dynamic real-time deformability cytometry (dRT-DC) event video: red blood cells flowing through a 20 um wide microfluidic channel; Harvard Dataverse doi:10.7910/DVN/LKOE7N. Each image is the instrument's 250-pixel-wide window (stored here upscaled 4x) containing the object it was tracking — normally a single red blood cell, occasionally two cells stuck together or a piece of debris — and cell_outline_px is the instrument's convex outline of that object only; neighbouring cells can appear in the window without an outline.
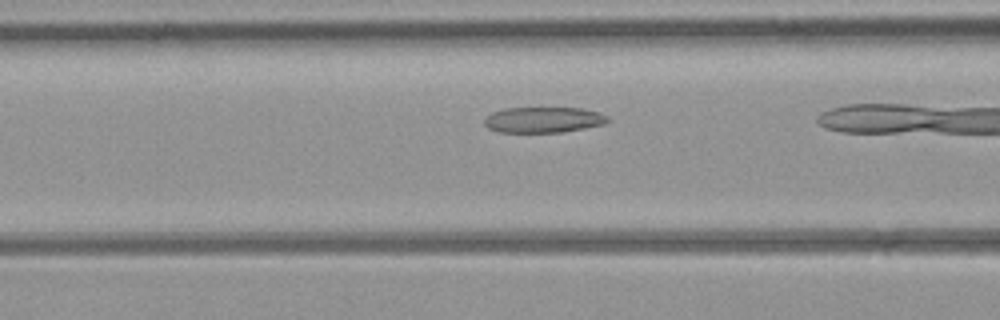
{"species": "common noctule bat (a hibernating species)", "species_latin": "Nyctalus noctula", "temperature_condition": "room temperature", "stored_images_in_passage": 31, "camera_frame_rate_fps": 3000, "um_per_image_px": 0.085, "animal": {"sex": "female", "body_mass_g": 21.9}, "frame": {"image": 1, "passage_image": 11, "time_ms": 3.333, "image_size_px": [1000, 320], "cell_outline_px": [[608, 120], [604, 124], [584, 128], [560, 132], [500, 132], [488, 128], [484, 124], [484, 116], [492, 112], [504, 108], [580, 108], [600, 112], [608, 116]], "centroid_in_image_um": [46.15, 10.17], "position_along_channel_um": 120.4, "area_um2": 18.5}}
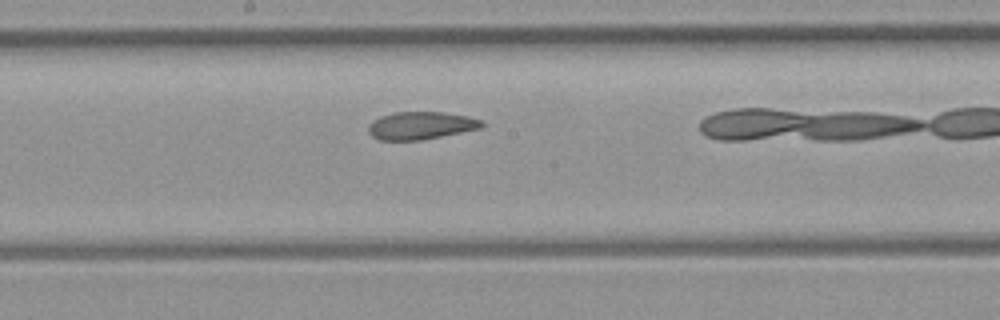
{"frame": {"image": 2, "passage_image": 18, "time_ms": 5.667, "image_size_px": [1000, 320], "cell_outline_px": [[484, 124], [480, 128], [420, 140], [380, 140], [372, 136], [368, 132], [368, 124], [372, 120], [380, 116], [392, 112], [444, 112], [468, 116], [480, 120]], "centroid_in_image_um": [35.71, 10.66], "position_along_channel_um": 212.5, "area_um2": 18.21}}
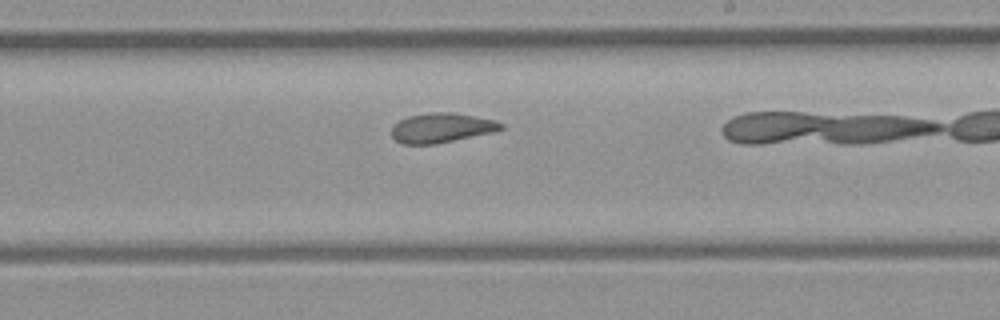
{"frame": {"image": 3, "passage_image": 21, "time_ms": 6.667, "image_size_px": [1000, 320], "cell_outline_px": [[504, 128], [492, 132], [436, 144], [400, 144], [392, 136], [392, 124], [408, 116], [432, 112], [452, 112], [496, 120], [504, 124]], "centroid_in_image_um": [37.51, 10.86], "position_along_channel_um": 251.5, "area_um2": 18.9}}